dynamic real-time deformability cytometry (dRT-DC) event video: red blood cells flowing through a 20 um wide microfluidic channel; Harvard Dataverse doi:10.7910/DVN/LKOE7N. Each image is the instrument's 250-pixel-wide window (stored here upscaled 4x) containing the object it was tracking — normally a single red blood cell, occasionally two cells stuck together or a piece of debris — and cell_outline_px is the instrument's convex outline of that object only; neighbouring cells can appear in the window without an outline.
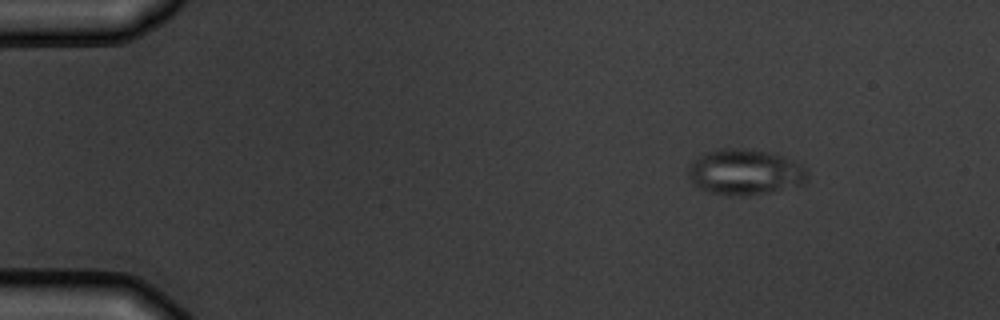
{"species": "common noctule bat (a hibernating species)", "species_latin": "Nyctalus noctula", "temperature_condition": "warm", "stored_images_in_passage": 5, "camera_frame_rate_fps": 3000, "um_per_image_px": 0.085, "animal": {"sex": "male", "body_mass_g": 19.5, "forearm_length_mm": 54.6}, "frame": {"image": 1, "passage_image": 1, "time_ms": 0.0, "image_size_px": [1000, 320], "cell_outline_px": [[808, 180], [804, 184], [768, 192], [740, 196], [728, 196], [704, 192], [692, 184], [688, 176], [688, 168], [692, 160], [704, 152], [720, 148], [736, 148], [768, 152], [784, 156], [796, 160], [808, 172]], "centroid_in_image_um": [63.28, 14.63], "position_along_channel_um": 21.7, "area_um2": 32.25}}